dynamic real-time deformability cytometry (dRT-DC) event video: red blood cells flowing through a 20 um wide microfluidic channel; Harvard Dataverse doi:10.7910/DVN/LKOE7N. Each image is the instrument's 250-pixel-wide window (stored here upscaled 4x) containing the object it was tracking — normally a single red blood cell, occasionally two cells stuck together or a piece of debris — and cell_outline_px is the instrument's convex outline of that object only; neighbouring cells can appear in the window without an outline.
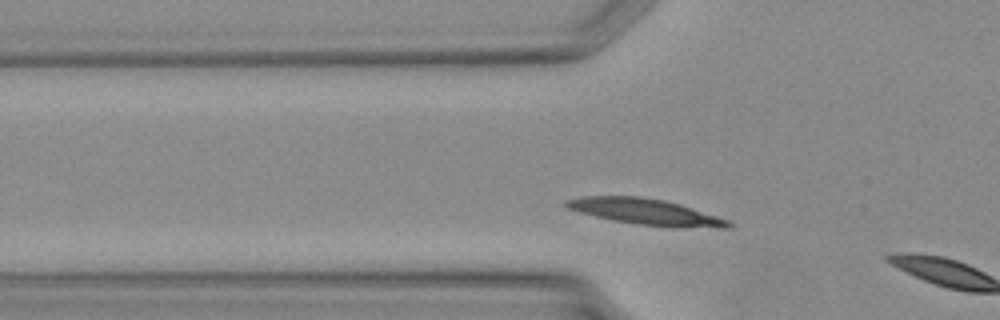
{"species": "Egyptian fruit bat (a non-hibernating species)", "species_latin": "Rousettus aegyptiacus", "temperature_condition": "warm", "stored_images_in_passage": 3, "camera_frame_rate_fps": 3000, "um_per_image_px": 0.085, "animal": {"sex": "female"}, "frame": {"image": 1, "passage_image": 2, "time_ms": 0.333, "image_size_px": [1000, 320], "cell_outline_px": [[732, 228], [676, 228], [636, 224], [612, 220], [580, 212], [568, 208], [564, 204], [564, 200], [580, 196], [640, 196], [664, 200], [680, 204], [728, 220], [732, 224]], "centroid_in_image_um": [54.9, 18.01], "position_along_channel_um": 70.9, "area_um2": 24.68}}